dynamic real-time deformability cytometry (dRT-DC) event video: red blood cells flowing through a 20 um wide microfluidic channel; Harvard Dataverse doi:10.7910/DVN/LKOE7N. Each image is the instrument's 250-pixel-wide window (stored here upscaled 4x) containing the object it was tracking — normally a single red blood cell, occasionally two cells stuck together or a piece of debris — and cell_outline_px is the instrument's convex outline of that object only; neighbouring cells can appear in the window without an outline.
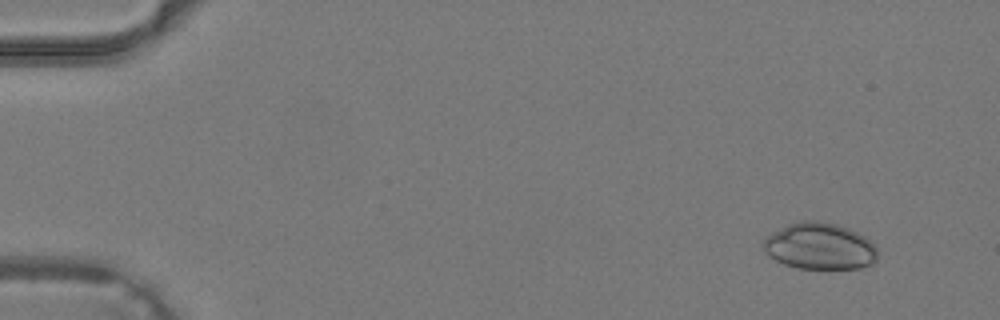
{"species": "common noctule bat (a hibernating species)", "species_latin": "Nyctalus noctula", "temperature_condition": "warm", "stored_images_in_passage": 40, "camera_frame_rate_fps": 3000, "um_per_image_px": 0.085, "animal": {"sex": "male", "body_mass_g": 19.2, "forearm_length_mm": 51.8}, "frame": {"image": 1, "passage_image": 4, "time_ms": 1.0, "image_size_px": [1000, 320], "cell_outline_px": [[876, 260], [872, 264], [860, 268], [796, 268], [784, 264], [768, 256], [764, 248], [764, 240], [772, 232], [788, 224], [800, 220], [816, 220], [836, 224], [848, 228], [864, 236], [876, 248]], "centroid_in_image_um": [69.66, 20.92], "position_along_channel_um": 15.3, "area_um2": 30.81}}
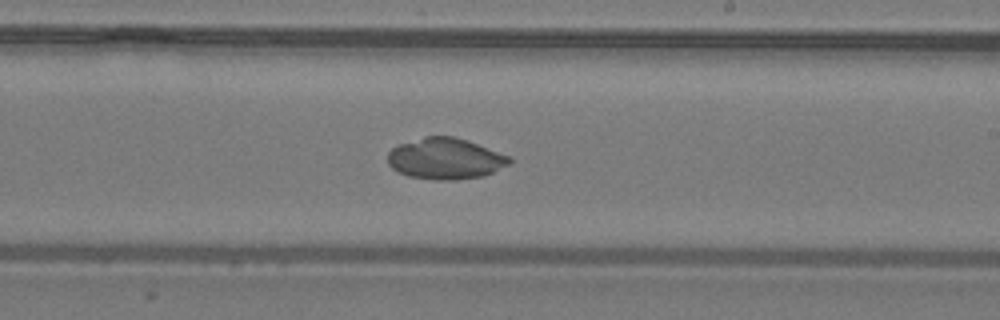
{"frame": {"image": 2, "passage_image": 25, "time_ms": 8.0, "image_size_px": [1000, 320], "cell_outline_px": [[512, 164], [484, 176], [456, 180], [436, 180], [408, 176], [392, 168], [388, 164], [388, 152], [392, 148], [400, 144], [424, 136], [452, 136], [476, 144], [508, 156], [512, 160]], "centroid_in_image_um": [37.85, 13.5], "position_along_channel_um": 251.2, "area_um2": 29.02}}
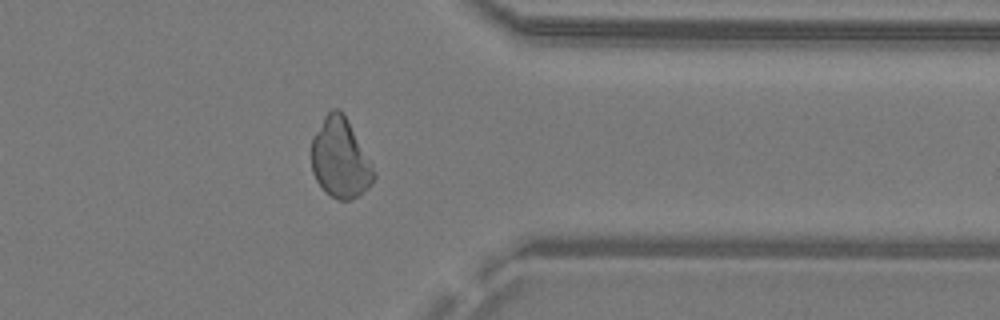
{"frame": {"image": 3, "passage_image": 33, "time_ms": 10.667, "image_size_px": [1000, 320], "cell_outline_px": [[376, 176], [368, 188], [356, 196], [348, 200], [340, 200], [324, 192], [316, 180], [312, 172], [312, 136], [324, 116], [332, 108], [336, 108], [344, 112], [372, 164], [376, 172]], "centroid_in_image_um": [28.91, 13.43], "position_along_channel_um": 382.5, "area_um2": 29.02}}